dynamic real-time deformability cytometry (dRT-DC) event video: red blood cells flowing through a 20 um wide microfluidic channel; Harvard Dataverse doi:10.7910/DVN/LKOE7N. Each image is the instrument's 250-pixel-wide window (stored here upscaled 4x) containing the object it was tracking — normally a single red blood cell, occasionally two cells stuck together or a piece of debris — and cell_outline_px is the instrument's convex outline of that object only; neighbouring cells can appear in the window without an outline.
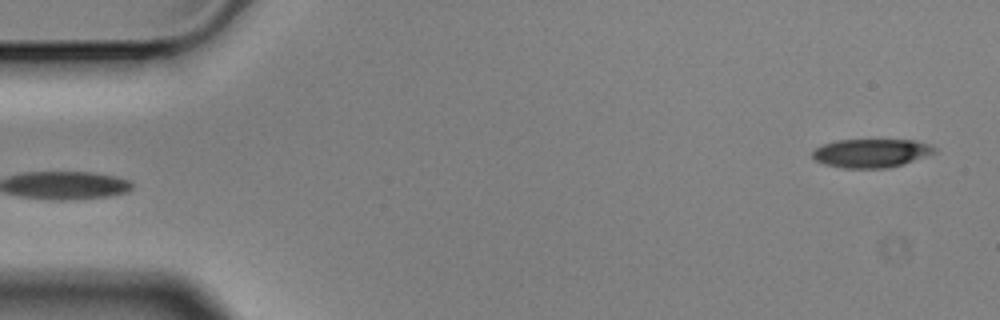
{"species": "Egyptian fruit bat (a non-hibernating species)", "species_latin": "Rousettus aegyptiacus", "temperature_condition": "cold", "stored_images_in_passage": 5, "segment_of_instrument_passage": [2, 2], "camera_frame_rate_fps": 3000, "um_per_image_px": 0.085, "animal": {"sex": "male"}, "frame": {"image": 1, "passage_image": 5, "time_ms": 1.333, "image_size_px": [1000, 320], "cell_outline_px": [[936, 152], [888, 168], [844, 168], [824, 164], [816, 160], [812, 156], [812, 152], [816, 148], [824, 144], [836, 140], [912, 140], [928, 144], [936, 148]], "centroid_in_image_um": [74.01, 13.01], "position_along_channel_um": 11.0, "area_um2": 20.0}}